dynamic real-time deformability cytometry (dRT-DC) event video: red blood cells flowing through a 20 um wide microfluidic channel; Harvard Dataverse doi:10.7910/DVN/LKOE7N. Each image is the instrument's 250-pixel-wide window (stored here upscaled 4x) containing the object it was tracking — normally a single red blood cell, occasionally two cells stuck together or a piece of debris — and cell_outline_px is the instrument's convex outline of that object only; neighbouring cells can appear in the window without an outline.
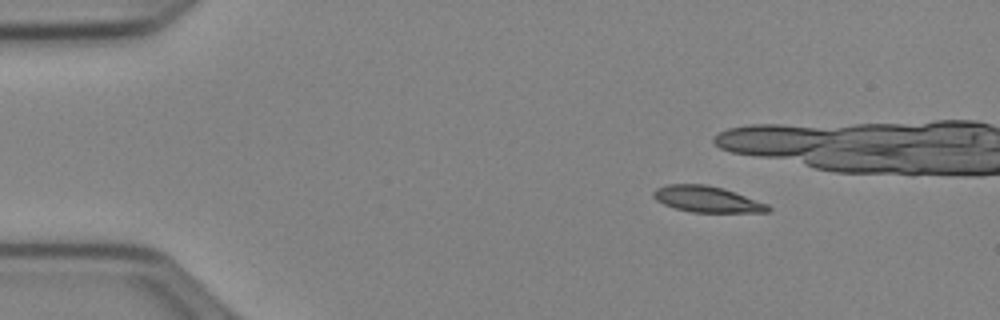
{"species": "Egyptian fruit bat (a non-hibernating species)", "species_latin": "Rousettus aegyptiacus", "temperature_condition": "cold", "stored_images_in_passage": 53, "camera_frame_rate_fps": 3000, "um_per_image_px": 0.085, "animal": {"sex": "female"}, "frame": {"image": 1, "passage_image": 8, "time_ms": 2.333, "image_size_px": [1000, 320], "cell_outline_px": [[772, 208], [768, 212], [692, 212], [676, 208], [664, 204], [656, 200], [652, 196], [652, 192], [656, 188], [668, 184], [704, 184], [724, 188], [768, 204]], "centroid_in_image_um": [60.09, 16.93], "position_along_channel_um": 24.9, "area_um2": 17.4}}